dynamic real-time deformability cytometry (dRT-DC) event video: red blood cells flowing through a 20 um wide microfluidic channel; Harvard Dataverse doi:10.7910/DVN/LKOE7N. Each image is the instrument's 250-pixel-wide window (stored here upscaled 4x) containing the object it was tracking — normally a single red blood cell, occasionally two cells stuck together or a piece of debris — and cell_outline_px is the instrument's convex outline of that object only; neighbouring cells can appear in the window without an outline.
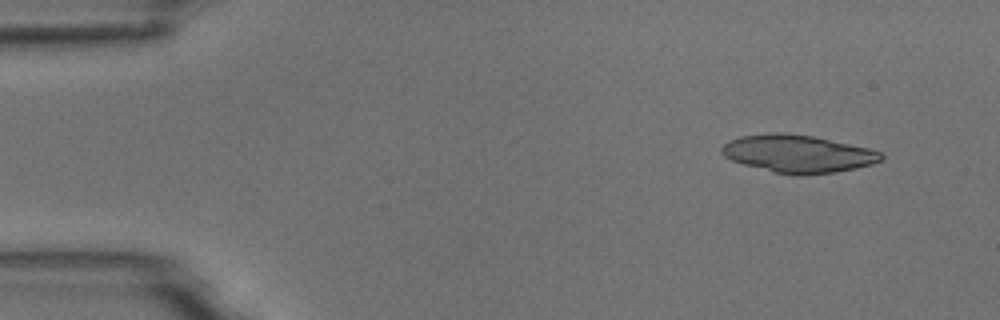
{"species": "common noctule bat (a hibernating species)", "species_latin": "Nyctalus noctula", "temperature_condition": "room temperature", "stored_images_in_passage": 7, "camera_frame_rate_fps": 3000, "um_per_image_px": 0.085, "animal": {"sex": "male", "body_mass_g": 18.8}, "frame": {"image": 1, "passage_image": 1, "time_ms": 0.0, "image_size_px": [1000, 320], "cell_outline_px": [[884, 160], [872, 164], [856, 168], [836, 172], [804, 176], [796, 176], [776, 172], [744, 164], [732, 160], [724, 156], [720, 152], [720, 148], [728, 140], [740, 136], [768, 132], [784, 132], [812, 136], [868, 148], [880, 152], [884, 156]], "centroid_in_image_um": [67.81, 13.07], "position_along_channel_um": 17.2, "area_um2": 35.14}}
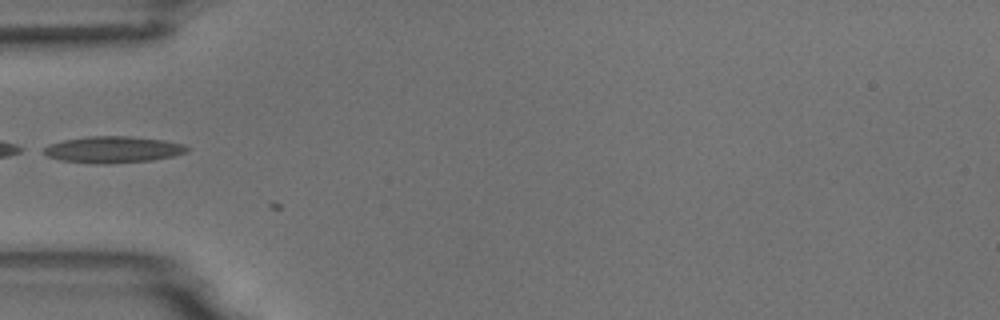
{"frame": {"image": 2, "passage_image": 5, "time_ms": 4.333, "image_size_px": [1000, 320], "cell_outline_px": [[188, 152], [172, 156], [152, 160], [108, 164], [92, 164], [60, 160], [48, 156], [40, 152], [40, 148], [48, 144], [64, 140], [88, 136], [128, 136], [164, 140], [184, 144], [188, 148]], "centroid_in_image_um": [9.54, 12.72], "position_along_channel_um": 75.5, "area_um2": 22.43}}